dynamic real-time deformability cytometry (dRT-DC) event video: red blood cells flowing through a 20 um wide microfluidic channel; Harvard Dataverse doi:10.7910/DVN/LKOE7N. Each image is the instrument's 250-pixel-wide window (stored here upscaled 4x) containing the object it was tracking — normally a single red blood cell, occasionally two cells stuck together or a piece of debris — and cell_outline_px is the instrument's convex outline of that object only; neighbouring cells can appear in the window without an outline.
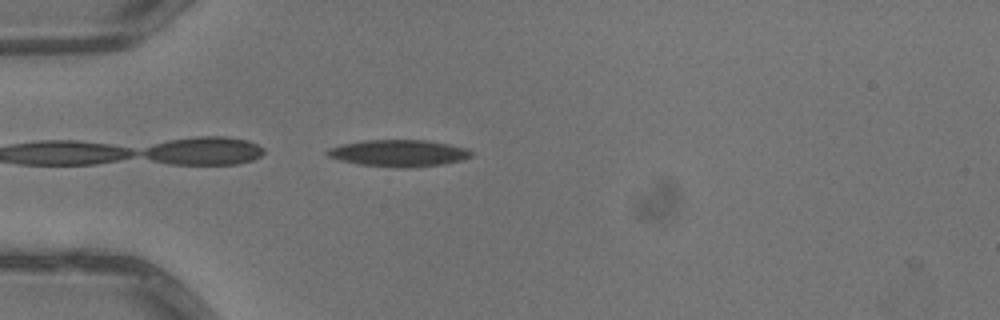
{"species": "common noctule bat (a hibernating species)", "species_latin": "Nyctalus noctula", "temperature_condition": "warm", "stored_images_in_passage": 1, "camera_frame_rate_fps": 3000, "um_per_image_px": 0.085, "animal": {"sex": "male", "body_mass_g": 13.3}, "frame": {"image": 1, "passage_image": 1, "time_ms": 0.0, "image_size_px": [1000, 320], "cell_outline_px": [[472, 156], [460, 160], [440, 164], [404, 168], [400, 168], [360, 164], [340, 160], [328, 156], [324, 152], [328, 148], [340, 144], [364, 140], [424, 140], [448, 144], [468, 148], [472, 152]], "centroid_in_image_um": [33.85, 13.01], "position_along_channel_um": 51.2, "area_um2": 22.31}}